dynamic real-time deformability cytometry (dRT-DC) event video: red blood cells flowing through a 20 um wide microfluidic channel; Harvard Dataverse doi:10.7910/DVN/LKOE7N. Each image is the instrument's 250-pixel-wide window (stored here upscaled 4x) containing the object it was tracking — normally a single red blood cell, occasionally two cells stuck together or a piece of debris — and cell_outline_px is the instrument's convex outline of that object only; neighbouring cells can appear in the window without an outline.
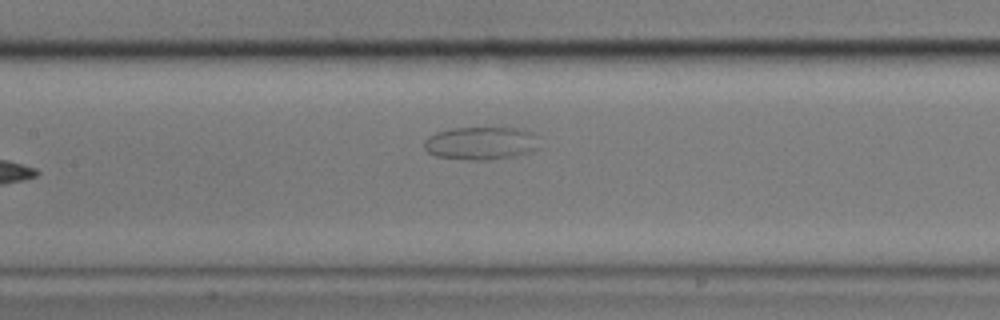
{"species": "common noctule bat (a hibernating species)", "species_latin": "Nyctalus noctula", "temperature_condition": "cold", "stored_images_in_passage": 9, "camera_frame_rate_fps": 3000, "um_per_image_px": 0.085, "animal": {"sex": "male", "body_mass_g": 17.9}, "frame": {"image": 1, "passage_image": 9, "time_ms": 9.667, "image_size_px": [1000, 320], "cell_outline_px": [[540, 148], [516, 156], [488, 160], [472, 160], [436, 156], [428, 152], [424, 148], [424, 140], [428, 136], [436, 132], [452, 128], [524, 128], [536, 136]], "centroid_in_image_um": [40.89, 12.17], "position_along_channel_um": 166.5, "area_um2": 22.25}}